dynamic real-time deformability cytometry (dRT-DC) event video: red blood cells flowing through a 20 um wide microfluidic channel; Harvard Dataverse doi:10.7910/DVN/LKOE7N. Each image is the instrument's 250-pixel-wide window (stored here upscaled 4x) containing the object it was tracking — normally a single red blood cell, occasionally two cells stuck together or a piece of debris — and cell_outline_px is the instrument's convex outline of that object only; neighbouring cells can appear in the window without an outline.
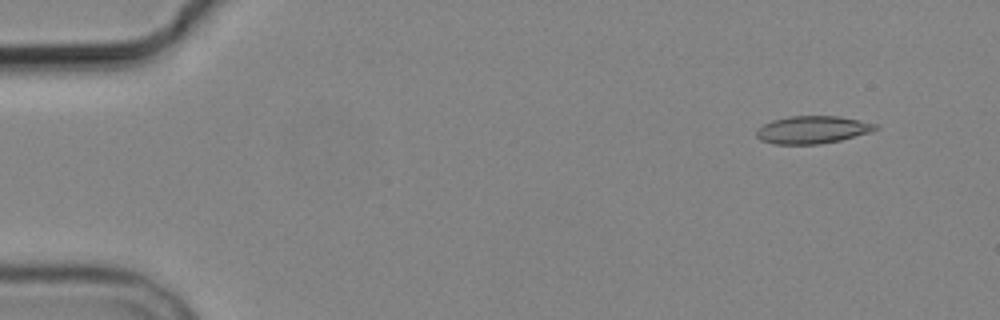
{"species": "common noctule bat (a hibernating species)", "species_latin": "Nyctalus noctula", "temperature_condition": "cold", "stored_images_in_passage": 6, "camera_frame_rate_fps": 3000, "um_per_image_px": 0.085, "animal": {"sex": "male", "body_mass_g": 19.2, "forearm_length_mm": 51.8}, "frame": {"image": 1, "passage_image": 1, "time_ms": 0.0, "image_size_px": [1000, 320], "cell_outline_px": [[880, 128], [872, 132], [840, 140], [820, 144], [772, 144], [760, 140], [756, 136], [756, 132], [764, 124], [772, 120], [788, 116], [836, 116], [876, 124]], "centroid_in_image_um": [69.05, 11.03], "position_along_channel_um": 16.0, "area_um2": 19.07}}
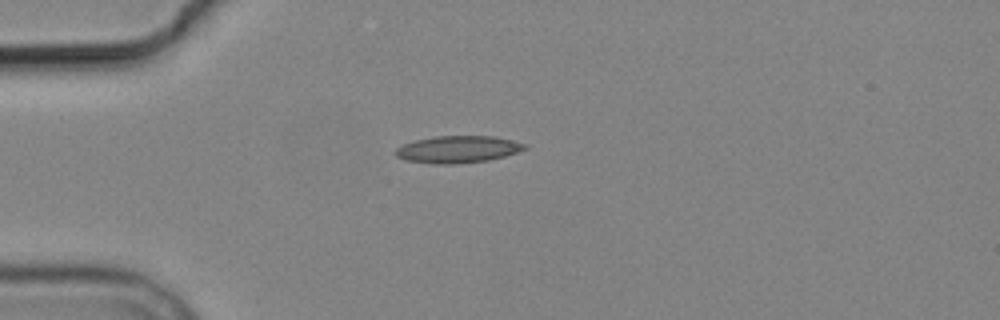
{"frame": {"image": 2, "passage_image": 4, "time_ms": 3.333, "image_size_px": [1000, 320], "cell_outline_px": [[528, 148], [504, 156], [488, 160], [456, 164], [432, 164], [404, 160], [396, 156], [392, 152], [396, 148], [404, 144], [416, 140], [436, 136], [496, 136], [528, 144]], "centroid_in_image_um": [38.9, 12.69], "position_along_channel_um": 46.1, "area_um2": 20.52}}
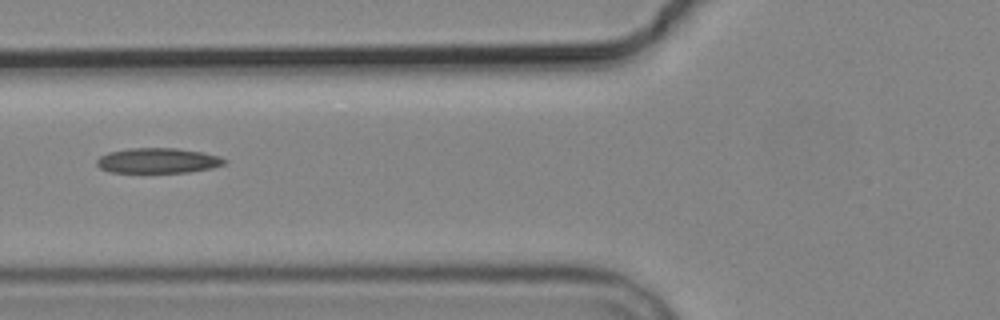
{"frame": {"image": 3, "passage_image": 6, "time_ms": 5.667, "image_size_px": [1000, 320], "cell_outline_px": [[228, 160], [224, 164], [212, 168], [188, 172], [112, 172], [100, 168], [96, 164], [96, 160], [100, 156], [108, 152], [132, 148], [176, 148], [200, 152], [220, 156]], "centroid_in_image_um": [13.42, 13.65], "position_along_channel_um": 112.4, "area_um2": 18.61}}